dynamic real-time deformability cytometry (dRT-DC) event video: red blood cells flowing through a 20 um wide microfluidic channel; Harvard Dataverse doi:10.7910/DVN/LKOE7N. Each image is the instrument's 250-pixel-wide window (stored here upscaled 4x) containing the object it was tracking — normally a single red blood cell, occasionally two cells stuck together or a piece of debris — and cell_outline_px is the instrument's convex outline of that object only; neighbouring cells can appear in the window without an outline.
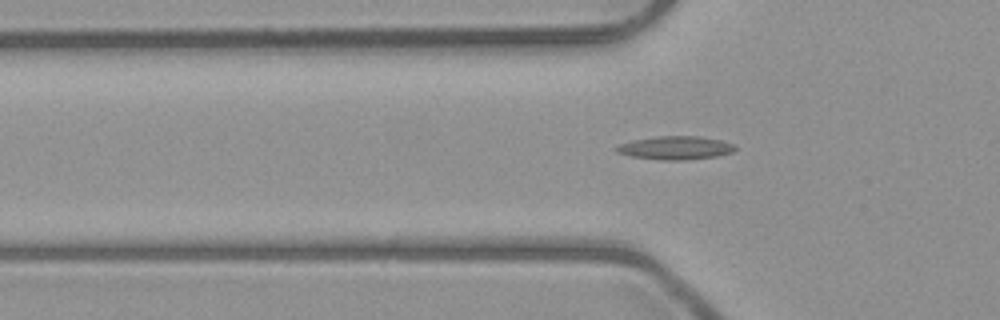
{"species": "common noctule bat (a hibernating species)", "species_latin": "Nyctalus noctula", "temperature_condition": "room temperature", "stored_images_in_passage": 7, "camera_frame_rate_fps": 3000, "um_per_image_px": 0.085, "animal": {"sex": "male", "body_mass_g": 23.1, "forearm_length_mm": 52.7}, "frame": {"image": 1, "passage_image": 7, "time_ms": 7.0, "image_size_px": [1000, 320], "cell_outline_px": [[736, 148], [732, 152], [716, 156], [684, 160], [660, 160], [632, 156], [616, 152], [612, 148], [620, 144], [636, 140], [660, 136], [696, 136], [720, 140], [732, 144]], "centroid_in_image_um": [57.38, 12.57], "position_along_channel_um": 68.4, "area_um2": 15.9}}